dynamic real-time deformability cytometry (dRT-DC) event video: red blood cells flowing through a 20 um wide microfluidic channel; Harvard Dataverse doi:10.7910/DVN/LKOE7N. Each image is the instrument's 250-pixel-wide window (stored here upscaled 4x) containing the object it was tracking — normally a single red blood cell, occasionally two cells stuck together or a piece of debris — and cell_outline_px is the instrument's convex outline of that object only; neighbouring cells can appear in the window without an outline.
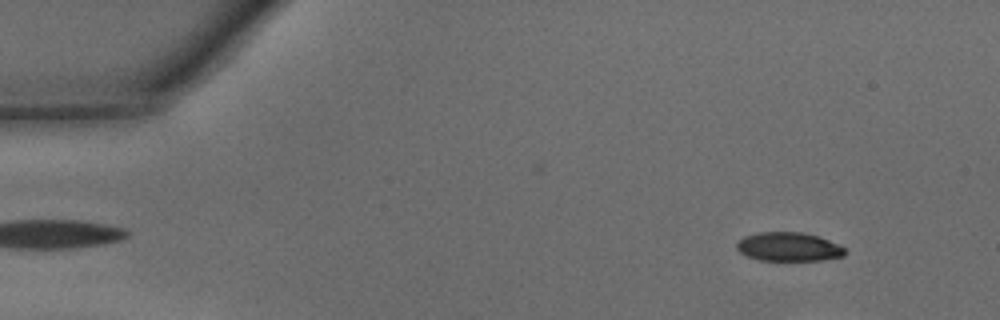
{"species": "common noctule bat (a hibernating species)", "species_latin": "Nyctalus noctula", "temperature_condition": "warm", "stored_images_in_passage": 16, "camera_frame_rate_fps": 3000, "um_per_image_px": 0.085, "animal": {"sex": "male", "body_mass_g": 15.6}, "frame": {"image": 1, "passage_image": 4, "time_ms": 1.0, "image_size_px": [1000, 320], "cell_outline_px": [[844, 256], [820, 260], [760, 260], [748, 256], [740, 252], [736, 248], [736, 244], [744, 236], [760, 232], [804, 232], [828, 240], [844, 248]], "centroid_in_image_um": [67.0, 20.97], "position_along_channel_um": 18.0, "area_um2": 17.92}}
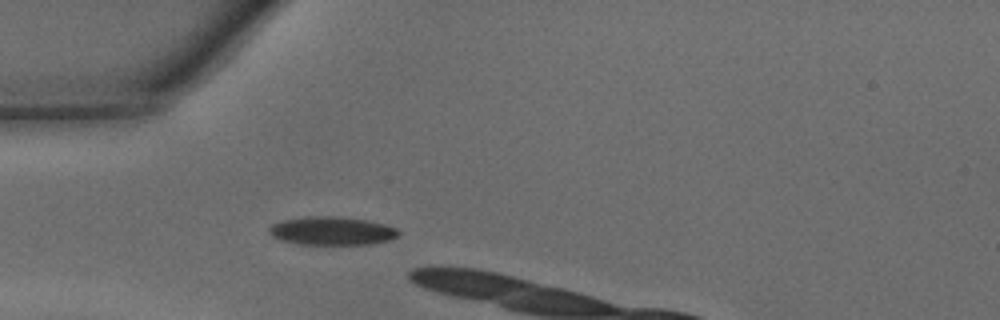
{"frame": {"image": 2, "passage_image": 13, "time_ms": 4.0, "image_size_px": [1000, 320], "cell_outline_px": [[400, 236], [388, 240], [372, 244], [300, 244], [280, 240], [272, 236], [268, 232], [268, 228], [272, 224], [284, 220], [312, 216], [336, 216], [368, 220], [384, 224], [396, 228], [400, 232]], "centroid_in_image_um": [28.23, 19.62], "position_along_channel_um": 56.8, "area_um2": 21.39}}